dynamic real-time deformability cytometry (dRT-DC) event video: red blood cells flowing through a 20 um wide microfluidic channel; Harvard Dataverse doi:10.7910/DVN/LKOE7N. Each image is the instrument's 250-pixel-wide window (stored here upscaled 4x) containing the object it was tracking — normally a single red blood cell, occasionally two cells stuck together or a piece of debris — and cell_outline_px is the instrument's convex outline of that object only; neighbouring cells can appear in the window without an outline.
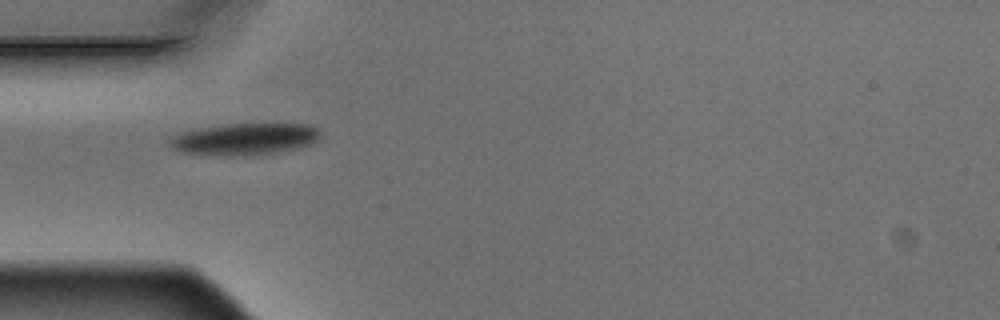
{"species": "Egyptian fruit bat (a non-hibernating species)", "species_latin": "Rousettus aegyptiacus", "temperature_condition": "warm", "stored_images_in_passage": 6, "camera_frame_rate_fps": 3000, "um_per_image_px": 0.085, "animal": {"sex": "male"}, "frame": {"image": 1, "passage_image": 5, "time_ms": 1.333, "image_size_px": [1000, 320], "cell_outline_px": [[320, 136], [312, 144], [272, 152], [232, 156], [180, 152], [172, 148], [168, 140], [172, 136], [180, 132], [200, 128], [224, 124], [308, 124], [316, 128], [320, 132]], "centroid_in_image_um": [20.74, 11.8], "position_along_channel_um": 64.3, "area_um2": 27.4}}
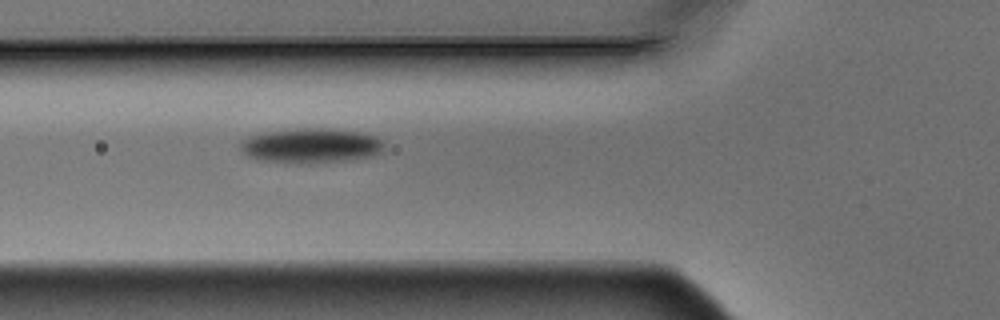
{"frame": {"image": 2, "passage_image": 6, "time_ms": 1.667, "image_size_px": [1000, 320], "cell_outline_px": [[384, 152], [372, 156], [356, 160], [316, 164], [308, 164], [256, 160], [248, 156], [240, 148], [240, 140], [248, 136], [264, 132], [296, 128], [332, 128], [360, 132], [372, 136], [380, 140], [384, 144]], "centroid_in_image_um": [26.44, 12.4], "position_along_channel_um": 99.4, "area_um2": 29.88}}